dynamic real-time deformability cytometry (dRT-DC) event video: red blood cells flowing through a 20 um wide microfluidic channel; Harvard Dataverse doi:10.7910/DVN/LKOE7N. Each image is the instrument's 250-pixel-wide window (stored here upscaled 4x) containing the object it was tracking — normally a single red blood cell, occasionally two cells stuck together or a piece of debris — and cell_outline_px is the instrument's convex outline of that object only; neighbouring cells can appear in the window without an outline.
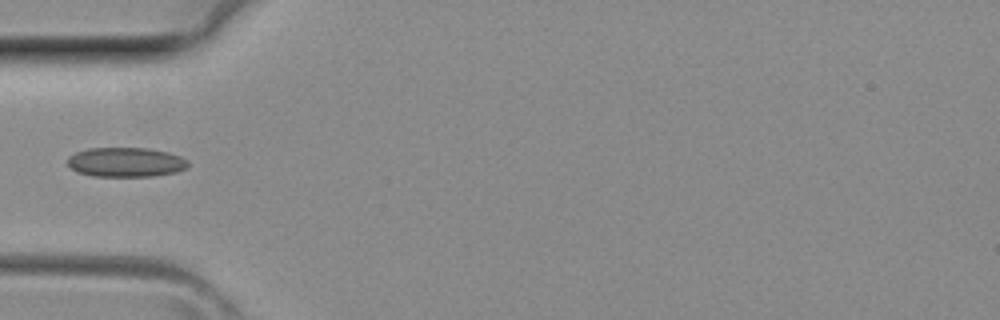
{"species": "common noctule bat (a hibernating species)", "species_latin": "Nyctalus noctula", "temperature_condition": "room temperature", "stored_images_in_passage": 27, "camera_frame_rate_fps": 3000, "um_per_image_px": 0.085, "animal": {"sex": "female", "body_mass_g": 29.2, "forearm_length_mm": 56.3}, "frame": {"image": 1, "passage_image": 1, "time_ms": 0.0, "image_size_px": [1000, 320], "cell_outline_px": [[188, 164], [184, 168], [176, 172], [152, 176], [92, 176], [76, 172], [68, 164], [68, 156], [76, 152], [88, 148], [148, 148], [168, 152], [180, 156], [188, 160]], "centroid_in_image_um": [10.67, 13.78], "position_along_channel_um": 74.3, "area_um2": 20.69}}
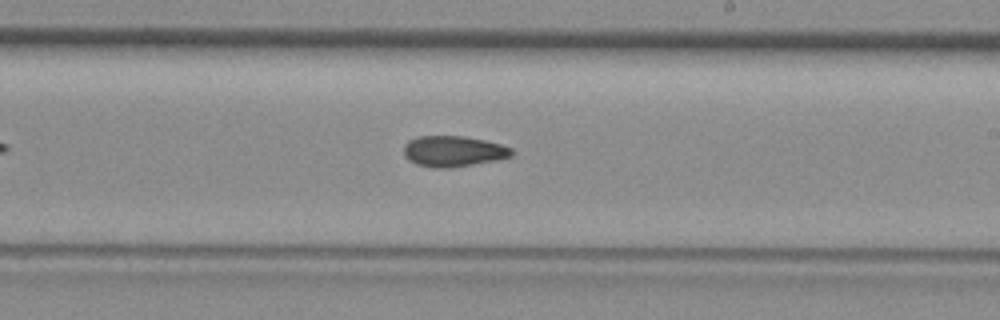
{"frame": {"image": 2, "passage_image": 11, "time_ms": 3.333, "image_size_px": [1000, 320], "cell_outline_px": [[512, 156], [500, 160], [452, 168], [432, 168], [416, 164], [408, 160], [404, 156], [404, 144], [408, 140], [420, 136], [464, 136], [484, 140], [500, 144], [512, 148]], "centroid_in_image_um": [38.53, 12.87], "position_along_channel_um": 250.5, "area_um2": 19.65}}
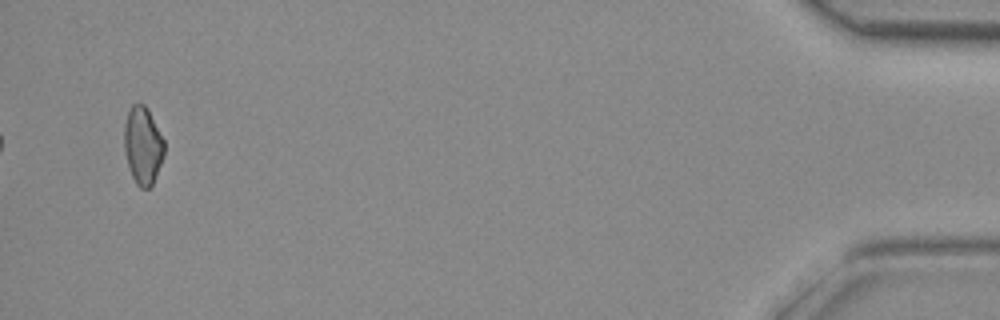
{"frame": {"image": 3, "passage_image": 26, "time_ms": 8.333, "image_size_px": [1000, 320], "cell_outline_px": [[164, 156], [152, 184], [148, 188], [140, 188], [136, 184], [132, 176], [128, 164], [124, 148], [124, 124], [128, 108], [132, 104], [144, 104], [148, 108], [164, 140]], "centroid_in_image_um": [12.13, 12.33], "position_along_channel_um": 423.1, "area_um2": 18.15}}